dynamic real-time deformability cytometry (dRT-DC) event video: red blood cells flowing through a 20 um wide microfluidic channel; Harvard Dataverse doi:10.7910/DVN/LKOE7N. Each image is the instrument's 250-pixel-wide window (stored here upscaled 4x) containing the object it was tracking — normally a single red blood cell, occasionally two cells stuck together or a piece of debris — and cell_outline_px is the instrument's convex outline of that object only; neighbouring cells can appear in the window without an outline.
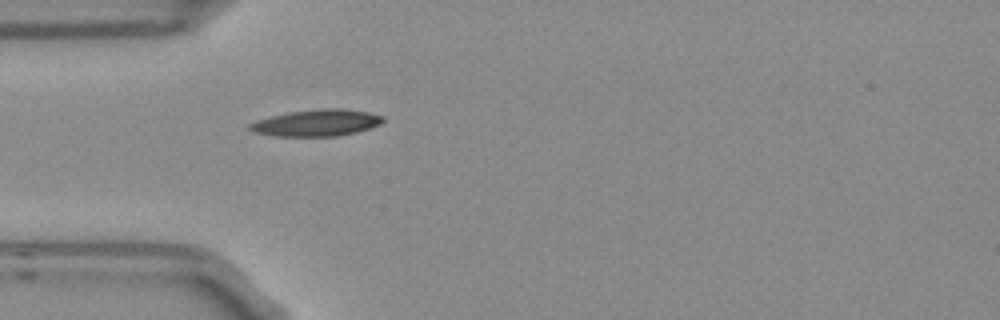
{"species": "Egyptian fruit bat (a non-hibernating species)", "species_latin": "Rousettus aegyptiacus", "temperature_condition": "room temperature", "stored_images_in_passage": 1, "camera_frame_rate_fps": 3000, "um_per_image_px": 0.085, "frame": {"image": 1, "passage_image": 1, "time_ms": 0.0, "image_size_px": [1000, 320], "cell_outline_px": [[384, 120], [380, 124], [356, 132], [336, 136], [276, 136], [252, 132], [248, 128], [248, 124], [256, 120], [268, 116], [288, 112], [320, 108], [344, 108], [368, 112], [384, 116]], "centroid_in_image_um": [26.87, 10.43], "position_along_channel_um": 58.1, "area_um2": 20.87}}